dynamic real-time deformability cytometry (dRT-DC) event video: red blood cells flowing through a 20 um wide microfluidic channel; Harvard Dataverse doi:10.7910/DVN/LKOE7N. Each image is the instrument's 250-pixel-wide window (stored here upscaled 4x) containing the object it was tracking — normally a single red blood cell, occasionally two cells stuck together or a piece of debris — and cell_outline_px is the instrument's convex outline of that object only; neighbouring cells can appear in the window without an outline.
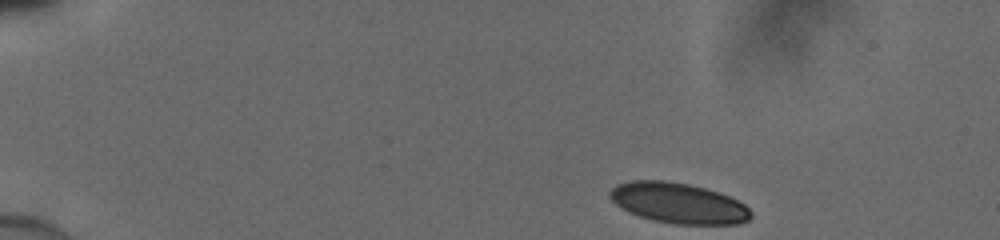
{"species": "human", "species_latin": "Homo sapiens", "temperature_condition": "cold", "stored_images_in_passage": 43, "camera_frame_rate_fps": 3000, "um_per_image_px": 0.085, "donor": {"sex": "male"}, "frame": {"image": 1, "passage_image": 1, "time_ms": 0.0, "image_size_px": [1000, 240], "cell_outline_px": [[752, 216], [748, 220], [740, 224], [676, 224], [652, 220], [628, 212], [616, 204], [608, 196], [608, 192], [616, 184], [632, 180], [664, 180], [688, 184], [704, 188], [728, 196], [744, 204], [752, 212]], "centroid_in_image_um": [57.64, 17.26], "position_along_channel_um": 27.4, "area_um2": 33.23}}
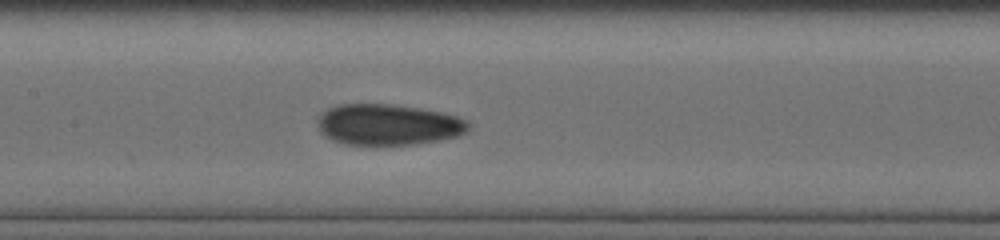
{"frame": {"image": 2, "passage_image": 19, "time_ms": 6.0, "image_size_px": [1000, 240], "cell_outline_px": [[472, 124], [464, 132], [456, 136], [440, 140], [412, 144], [344, 144], [332, 140], [324, 136], [320, 132], [316, 124], [316, 120], [320, 112], [336, 104], [392, 104], [420, 108], [444, 112], [468, 120]], "centroid_in_image_um": [32.95, 10.57], "position_along_channel_um": 174.5, "area_um2": 36.36}}
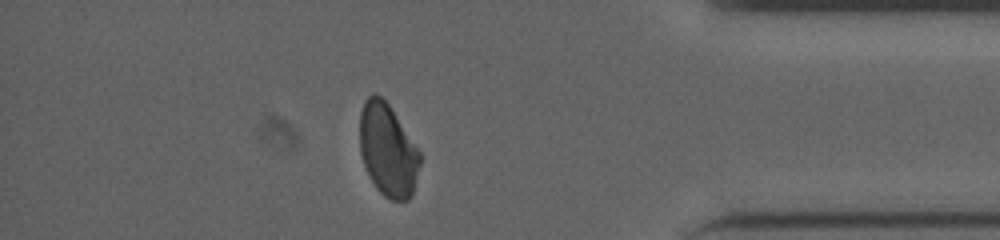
{"frame": {"image": 3, "passage_image": 37, "time_ms": 12.0, "image_size_px": [1000, 240], "cell_outline_px": [[420, 164], [412, 196], [408, 200], [392, 200], [384, 196], [376, 188], [368, 176], [360, 152], [360, 112], [364, 100], [372, 92], [376, 92], [388, 104], [420, 152]], "centroid_in_image_um": [32.94, 12.76], "position_along_channel_um": 402.3, "area_um2": 32.43}}